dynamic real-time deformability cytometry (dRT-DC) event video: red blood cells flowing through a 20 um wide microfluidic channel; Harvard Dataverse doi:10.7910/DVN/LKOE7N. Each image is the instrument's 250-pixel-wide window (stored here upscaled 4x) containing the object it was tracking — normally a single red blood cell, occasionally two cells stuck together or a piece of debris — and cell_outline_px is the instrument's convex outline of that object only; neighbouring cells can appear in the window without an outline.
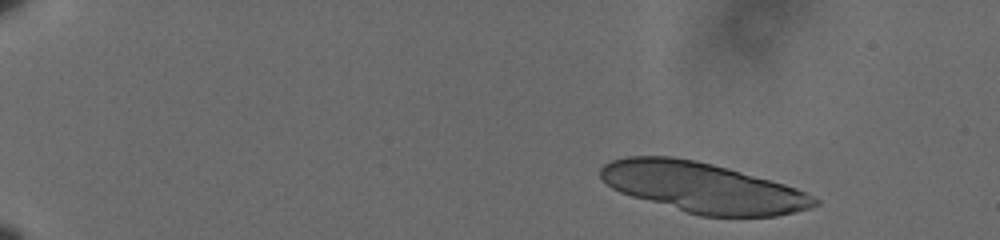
{"species": "human", "species_latin": "Homo sapiens", "temperature_condition": "cold", "stored_images_in_passage": 19, "camera_frame_rate_fps": 3000, "um_per_image_px": 0.085, "donor": {"sex": "male"}, "frame": {"image": 1, "passage_image": 4, "time_ms": 1.0, "image_size_px": [1000, 240], "cell_outline_px": [[820, 204], [812, 208], [776, 216], [700, 216], [632, 196], [620, 192], [612, 188], [600, 176], [600, 168], [604, 164], [612, 160], [628, 156], [672, 156], [696, 160], [712, 164], [784, 184], [796, 188], [820, 200]], "centroid_in_image_um": [59.73, 15.94], "position_along_channel_um": 25.3, "area_um2": 62.02}}